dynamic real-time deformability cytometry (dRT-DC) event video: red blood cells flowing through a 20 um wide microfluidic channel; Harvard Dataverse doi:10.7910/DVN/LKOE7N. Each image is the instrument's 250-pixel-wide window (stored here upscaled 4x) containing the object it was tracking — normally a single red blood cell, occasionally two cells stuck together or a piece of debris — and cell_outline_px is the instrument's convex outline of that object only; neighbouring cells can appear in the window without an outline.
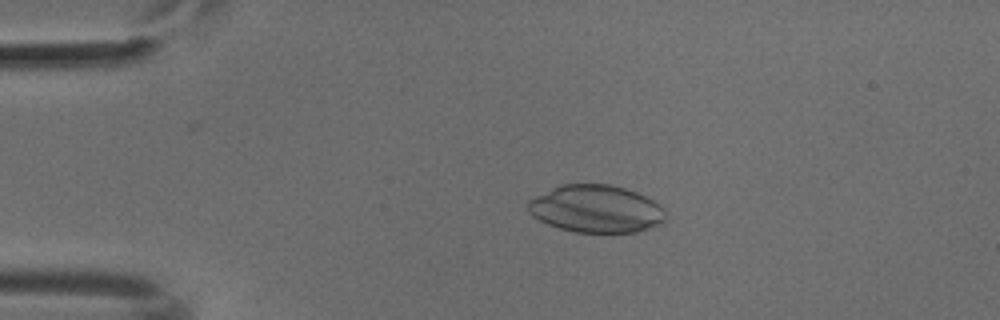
{"species": "common noctule bat (a hibernating species)", "species_latin": "Nyctalus noctula", "temperature_condition": "cold", "stored_images_in_passage": 52, "camera_frame_rate_fps": 3000, "um_per_image_px": 0.085, "animal": {"sex": "male", "body_mass_g": 18.8}, "frame": {"image": 1, "passage_image": 11, "time_ms": 3.333, "image_size_px": [1000, 320], "cell_outline_px": [[668, 220], [664, 224], [636, 232], [576, 232], [560, 228], [548, 224], [532, 216], [528, 212], [528, 200], [560, 184], [608, 184], [624, 188], [636, 192], [660, 204], [664, 208], [668, 216]], "centroid_in_image_um": [50.72, 17.76], "position_along_channel_um": 34.3, "area_um2": 38.32}}
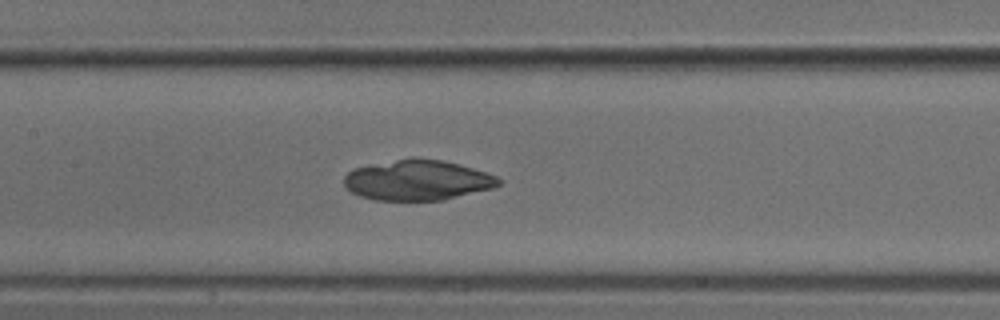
{"frame": {"image": 2, "passage_image": 25, "time_ms": 8.0, "image_size_px": [1000, 320], "cell_outline_px": [[500, 184], [492, 188], [444, 200], [376, 200], [360, 196], [352, 192], [344, 184], [344, 176], [352, 168], [412, 156], [440, 160], [460, 164], [496, 176], [500, 180]], "centroid_in_image_um": [35.46, 15.3], "position_along_channel_um": 171.9, "area_um2": 36.36}}
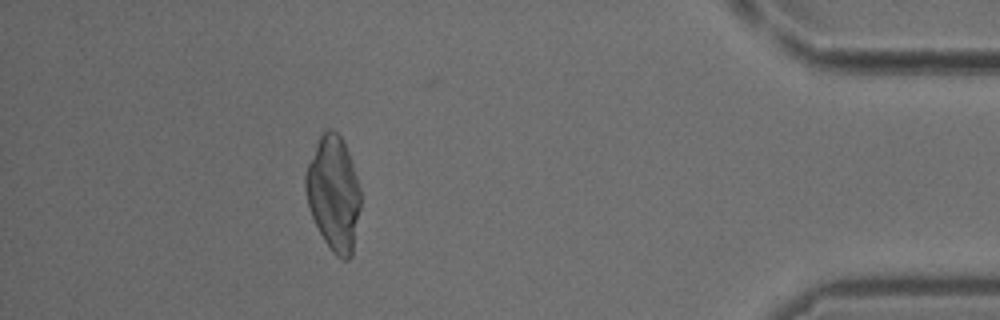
{"frame": {"image": 3, "passage_image": 47, "time_ms": 15.333, "image_size_px": [1000, 320], "cell_outline_px": [[360, 208], [352, 256], [348, 260], [344, 260], [336, 256], [332, 252], [324, 240], [312, 216], [308, 204], [304, 188], [304, 176], [308, 164], [316, 144], [320, 136], [328, 128], [332, 128], [340, 136], [348, 152], [360, 188]], "centroid_in_image_um": [28.35, 16.46], "position_along_channel_um": 406.9, "area_um2": 36.47}}